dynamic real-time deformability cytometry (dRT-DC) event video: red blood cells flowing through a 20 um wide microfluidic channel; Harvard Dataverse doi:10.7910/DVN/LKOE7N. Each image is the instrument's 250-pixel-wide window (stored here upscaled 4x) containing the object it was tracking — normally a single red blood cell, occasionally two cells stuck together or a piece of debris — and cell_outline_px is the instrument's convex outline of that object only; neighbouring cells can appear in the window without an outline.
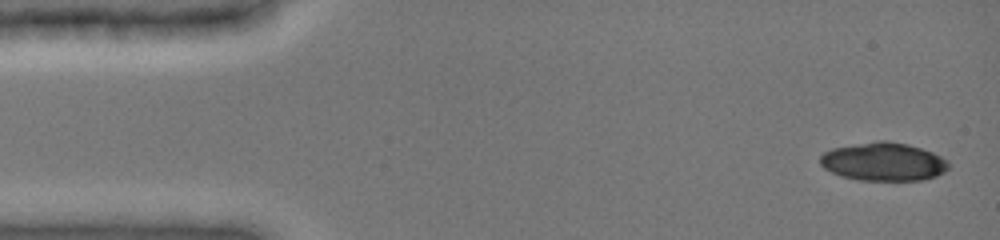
{"species": "common noctule bat (a hibernating species)", "species_latin": "Nyctalus noctula", "temperature_condition": "cold", "stored_images_in_passage": 5, "camera_frame_rate_fps": 3000, "um_per_image_px": 0.085, "animal": {"sex": "female", "body_mass_g": 19.0, "forearm_length_mm": 51.5}, "frame": {"image": 1, "passage_image": 1, "time_ms": 0.0, "image_size_px": [1000, 240], "cell_outline_px": [[948, 168], [944, 172], [936, 176], [920, 180], [860, 180], [844, 176], [832, 172], [824, 168], [820, 164], [820, 156], [824, 152], [832, 148], [852, 144], [876, 140], [888, 140], [908, 144], [932, 152], [948, 160]], "centroid_in_image_um": [75.09, 13.73], "position_along_channel_um": 9.9, "area_um2": 28.67}}
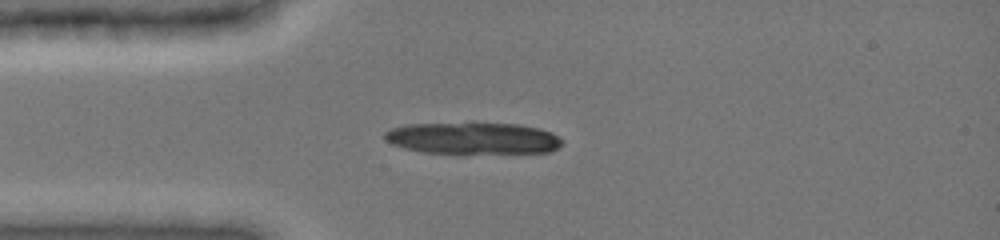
{"frame": {"image": 2, "passage_image": 4, "time_ms": 3.333, "image_size_px": [1000, 240], "cell_outline_px": [[560, 144], [556, 148], [548, 152], [424, 152], [404, 148], [392, 144], [384, 136], [384, 132], [392, 128], [404, 124], [472, 120], [476, 120], [520, 124], [540, 128], [552, 132], [560, 140]], "centroid_in_image_um": [40.14, 11.67], "position_along_channel_um": 44.9, "area_um2": 33.52}}